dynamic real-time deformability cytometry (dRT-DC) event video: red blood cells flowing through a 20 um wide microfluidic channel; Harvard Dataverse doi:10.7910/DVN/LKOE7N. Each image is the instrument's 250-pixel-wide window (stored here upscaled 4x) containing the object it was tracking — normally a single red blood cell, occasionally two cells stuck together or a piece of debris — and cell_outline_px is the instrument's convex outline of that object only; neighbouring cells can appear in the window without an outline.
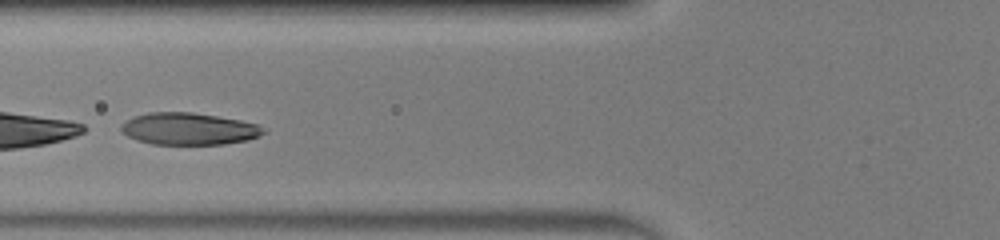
{"species": "human", "species_latin": "Homo sapiens", "temperature_condition": "warm", "stored_images_in_passage": 41, "segment_of_instrument_passage": [2, 2], "camera_frame_rate_fps": 3000, "um_per_image_px": 0.085, "donor": {"sex": "male"}, "frame": {"image": 1, "passage_image": 12, "time_ms": 3.667, "image_size_px": [1000, 240], "cell_outline_px": [[268, 132], [260, 136], [248, 140], [224, 144], [152, 144], [136, 140], [128, 136], [120, 128], [120, 124], [124, 120], [132, 116], [148, 112], [192, 112], [240, 120], [256, 124], [264, 128]], "centroid_in_image_um": [16.03, 10.94], "position_along_channel_um": 109.8, "area_um2": 26.76}}
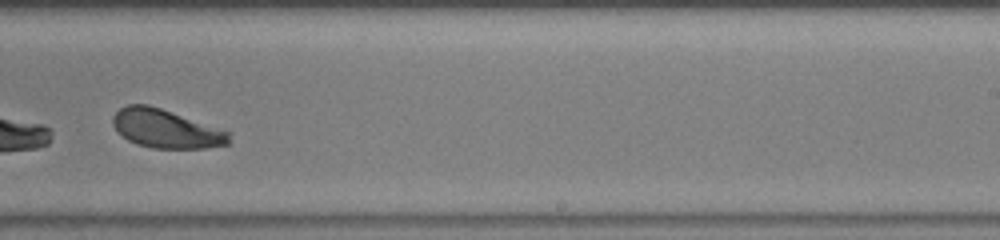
{"frame": {"image": 2, "passage_image": 24, "time_ms": 7.667, "image_size_px": [1000, 240], "cell_outline_px": [[232, 132], [228, 144], [204, 148], [152, 148], [136, 144], [128, 140], [116, 132], [112, 124], [112, 116], [120, 108], [128, 104], [148, 104]], "centroid_in_image_um": [14.08, 10.94], "position_along_channel_um": 274.9, "area_um2": 26.24}}
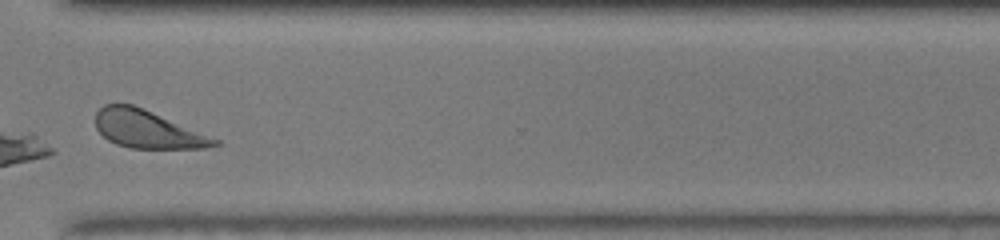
{"frame": {"image": 3, "passage_image": 30, "time_ms": 9.667, "image_size_px": [1000, 240], "cell_outline_px": [[220, 144], [204, 148], [128, 148], [116, 144], [108, 140], [96, 128], [96, 112], [104, 104], [132, 104], [220, 140]], "centroid_in_image_um": [12.5, 10.99], "position_along_channel_um": 358.1, "area_um2": 25.78}}